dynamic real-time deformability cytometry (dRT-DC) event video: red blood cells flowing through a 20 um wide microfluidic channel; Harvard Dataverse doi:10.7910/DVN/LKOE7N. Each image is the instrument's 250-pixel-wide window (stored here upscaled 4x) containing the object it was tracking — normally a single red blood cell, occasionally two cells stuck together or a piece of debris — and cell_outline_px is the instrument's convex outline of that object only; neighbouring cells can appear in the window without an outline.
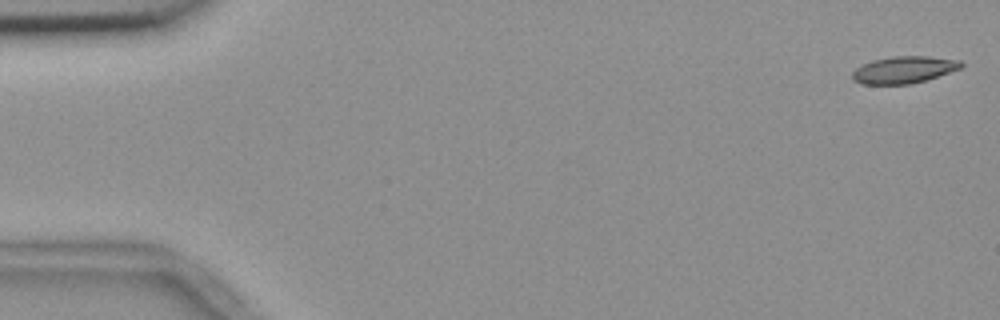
{"species": "common noctule bat (a hibernating species)", "species_latin": "Nyctalus noctula", "temperature_condition": "room temperature", "stored_images_in_passage": 54, "camera_frame_rate_fps": 3000, "um_per_image_px": 0.085, "animal": {"sex": "female", "body_mass_g": 18.4}, "frame": {"image": 1, "passage_image": 1, "time_ms": 0.0, "image_size_px": [1000, 320], "cell_outline_px": [[964, 64], [960, 68], [912, 84], [860, 84], [852, 80], [852, 72], [860, 64], [872, 60], [892, 56], [928, 56], [960, 60]], "centroid_in_image_um": [76.77, 5.92], "position_along_channel_um": 8.2, "area_um2": 17.11}}
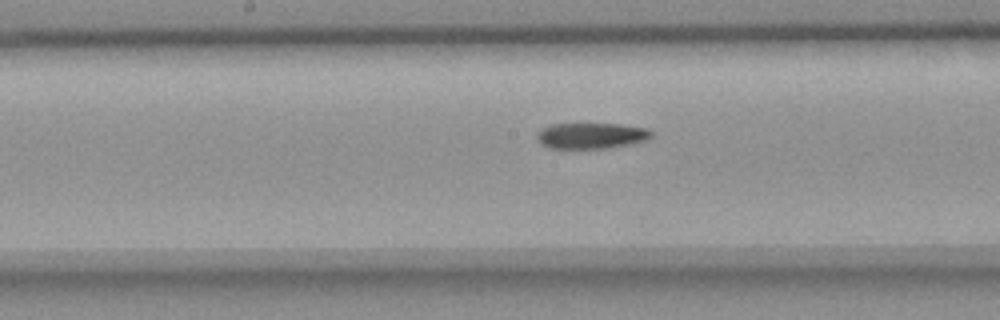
{"frame": {"image": 2, "passage_image": 28, "time_ms": 9.0, "image_size_px": [1000, 320], "cell_outline_px": [[652, 136], [644, 140], [632, 144], [608, 148], [548, 148], [540, 144], [536, 140], [536, 132], [540, 128], [552, 124], [620, 124], [648, 128], [652, 132]], "centroid_in_image_um": [50.2, 11.53], "position_along_channel_um": 198.0, "area_um2": 17.46}}
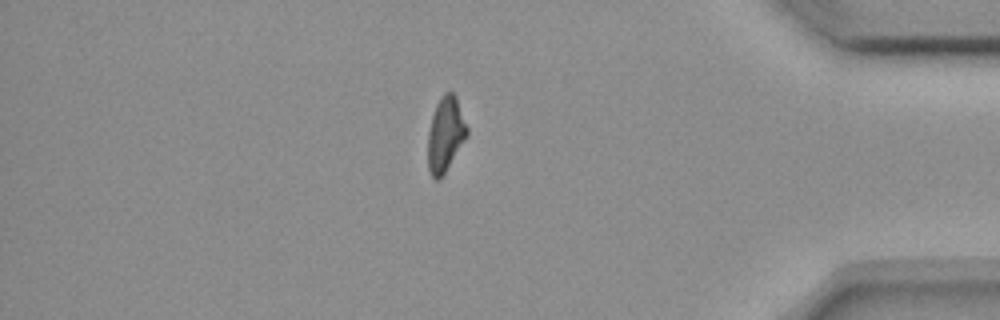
{"frame": {"image": 3, "passage_image": 47, "time_ms": 15.333, "image_size_px": [1000, 320], "cell_outline_px": [[468, 136], [440, 180], [436, 180], [432, 176], [428, 168], [428, 132], [432, 116], [436, 104], [444, 92], [452, 92], [456, 96], [468, 128]], "centroid_in_image_um": [37.87, 11.43], "position_along_channel_um": 397.3, "area_um2": 17.11}}